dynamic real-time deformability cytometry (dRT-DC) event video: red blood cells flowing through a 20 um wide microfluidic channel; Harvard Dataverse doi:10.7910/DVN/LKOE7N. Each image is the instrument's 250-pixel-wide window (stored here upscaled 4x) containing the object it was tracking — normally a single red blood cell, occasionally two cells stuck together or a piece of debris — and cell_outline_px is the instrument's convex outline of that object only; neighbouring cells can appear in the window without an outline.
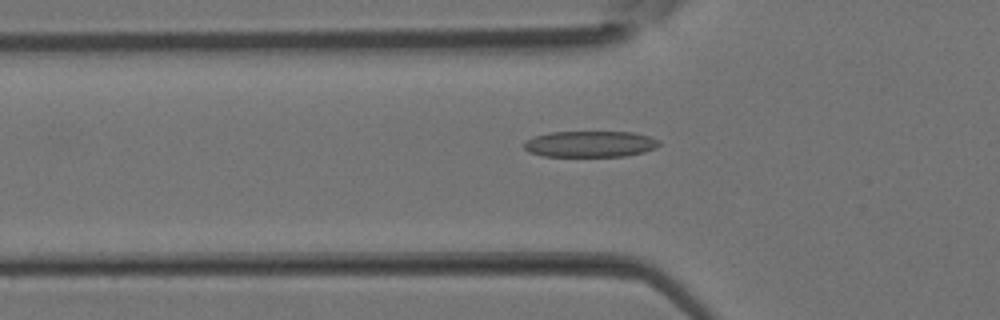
{"species": "Egyptian fruit bat (a non-hibernating species)", "species_latin": "Rousettus aegyptiacus", "temperature_condition": "room temperature", "stored_images_in_passage": 31, "camera_frame_rate_fps": 3000, "um_per_image_px": 0.085, "animal": {"sex": "female"}, "frame": {"image": 1, "passage_image": 7, "time_ms": 2.0, "image_size_px": [1000, 320], "cell_outline_px": [[660, 144], [656, 148], [644, 152], [624, 156], [544, 156], [528, 152], [524, 148], [524, 140], [536, 136], [552, 132], [632, 132], [648, 136], [660, 140]], "centroid_in_image_um": [50.16, 12.24], "position_along_channel_um": 75.6, "area_um2": 20.58}}
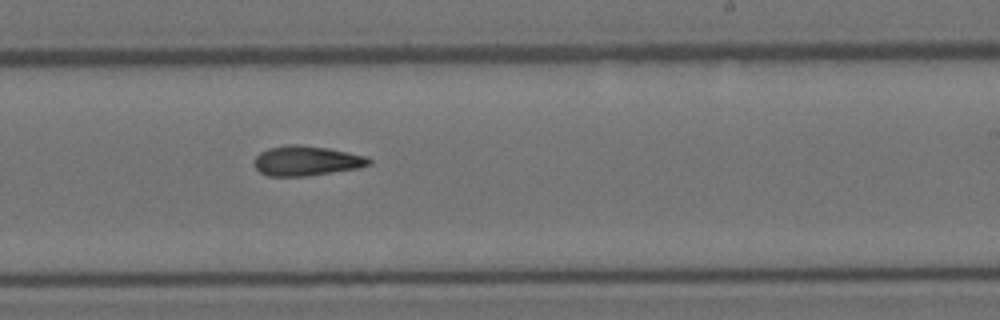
{"frame": {"image": 2, "passage_image": 17, "time_ms": 5.333, "image_size_px": [1000, 320], "cell_outline_px": [[372, 164], [360, 168], [308, 176], [268, 176], [260, 172], [252, 164], [252, 160], [260, 152], [268, 148], [288, 144], [296, 144], [328, 148], [368, 156], [372, 160]], "centroid_in_image_um": [26.05, 13.67], "position_along_channel_um": 262.9, "area_um2": 20.29}}
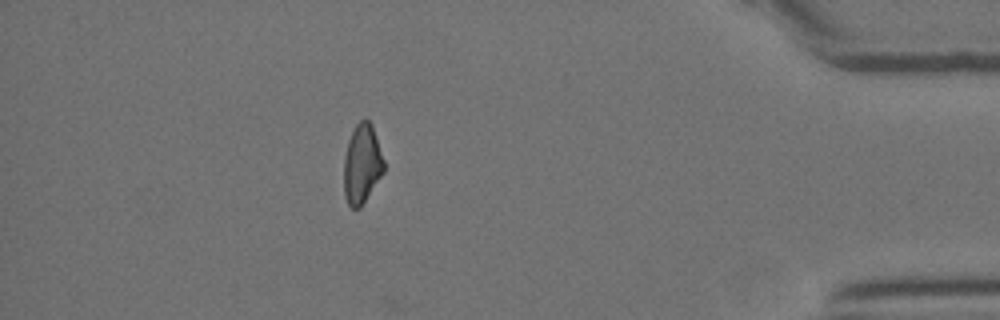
{"frame": {"image": 3, "passage_image": 27, "time_ms": 8.667, "image_size_px": [1000, 320], "cell_outline_px": [[384, 172], [360, 208], [352, 208], [348, 204], [344, 196], [344, 156], [348, 140], [356, 124], [360, 120], [368, 120], [372, 124], [384, 160]], "centroid_in_image_um": [30.76, 13.95], "position_along_channel_um": 404.4, "area_um2": 18.5}}